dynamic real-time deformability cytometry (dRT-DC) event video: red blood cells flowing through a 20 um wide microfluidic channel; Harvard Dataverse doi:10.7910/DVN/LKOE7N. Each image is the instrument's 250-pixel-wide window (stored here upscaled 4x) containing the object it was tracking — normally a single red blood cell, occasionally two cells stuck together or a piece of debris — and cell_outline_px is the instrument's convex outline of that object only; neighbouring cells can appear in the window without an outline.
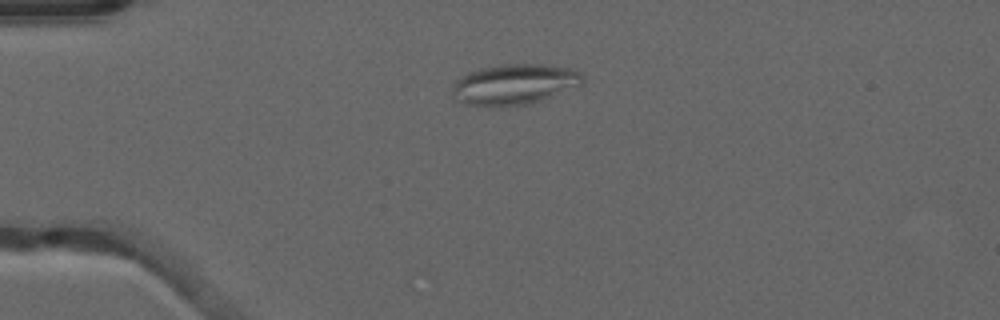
{"species": "common noctule bat (a hibernating species)", "species_latin": "Nyctalus noctula", "temperature_condition": "warm", "stored_images_in_passage": 17, "camera_frame_rate_fps": 3000, "um_per_image_px": 0.085, "animal": {"sex": "male", "forearm_length_mm": 52.5}, "frame": {"image": 1, "passage_image": 1, "time_ms": 0.0, "image_size_px": [1000, 320], "cell_outline_px": [[584, 80], [580, 84], [544, 100], [532, 104], [468, 104], [452, 100], [452, 88], [456, 80], [460, 76], [468, 72], [480, 68], [500, 64], [548, 64], [572, 68], [580, 72], [584, 76]], "centroid_in_image_um": [43.72, 7.13], "position_along_channel_um": 41.3, "area_um2": 30.63}}